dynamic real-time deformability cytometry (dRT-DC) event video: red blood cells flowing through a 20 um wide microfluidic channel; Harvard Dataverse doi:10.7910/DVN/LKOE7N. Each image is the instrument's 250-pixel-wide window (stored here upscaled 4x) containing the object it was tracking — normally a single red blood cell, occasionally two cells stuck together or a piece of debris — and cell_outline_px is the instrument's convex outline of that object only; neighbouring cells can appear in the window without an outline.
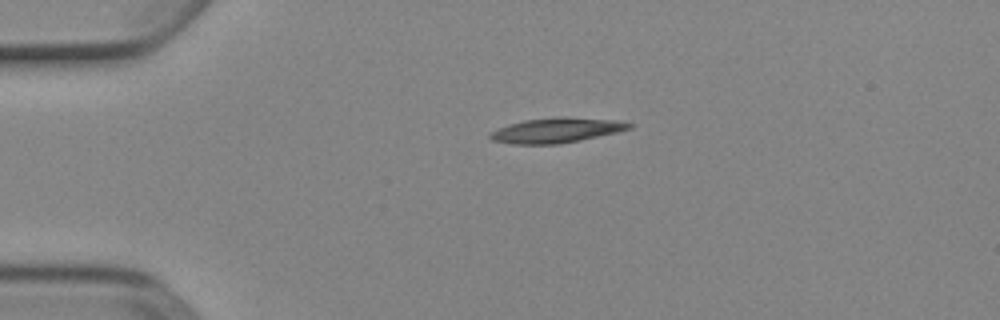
{"species": "Egyptian fruit bat (a non-hibernating species)", "species_latin": "Rousettus aegyptiacus", "temperature_condition": "cold", "stored_images_in_passage": 5, "camera_frame_rate_fps": 3000, "um_per_image_px": 0.085, "animal": {"sex": "female"}, "frame": {"image": 1, "passage_image": 5, "time_ms": 1.333, "image_size_px": [1000, 320], "cell_outline_px": [[636, 124], [632, 128], [616, 132], [580, 140], [556, 144], [512, 144], [492, 140], [488, 136], [492, 132], [508, 124], [524, 120], [560, 116], [564, 116], [616, 120]], "centroid_in_image_um": [47.33, 11.06], "position_along_channel_um": 37.7, "area_um2": 20.17}}